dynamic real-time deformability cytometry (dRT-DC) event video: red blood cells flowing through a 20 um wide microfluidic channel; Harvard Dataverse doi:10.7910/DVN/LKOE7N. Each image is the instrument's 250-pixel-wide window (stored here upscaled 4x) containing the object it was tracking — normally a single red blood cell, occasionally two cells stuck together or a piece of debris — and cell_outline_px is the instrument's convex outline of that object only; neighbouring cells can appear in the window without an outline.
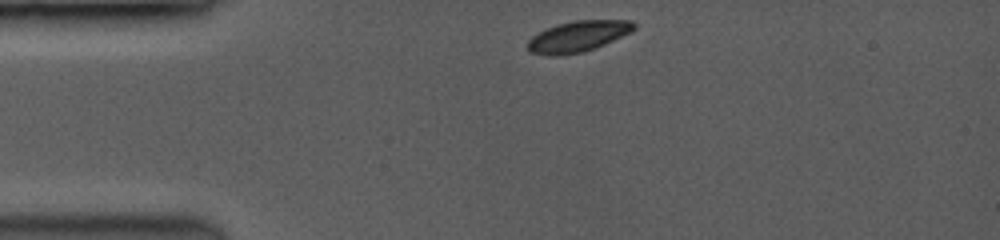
{"species": "common noctule bat (a hibernating species)", "species_latin": "Nyctalus noctula", "temperature_condition": "room temperature", "stored_images_in_passage": 25, "camera_frame_rate_fps": 3500, "um_per_image_px": 0.085, "animal": {"sex": "female", "body_mass_g": 19.0, "forearm_length_mm": 53.3}, "frame": {"image": 1, "passage_image": 1, "time_ms": 0.0, "image_size_px": [1000, 240], "cell_outline_px": [[636, 28], [604, 44], [580, 52], [532, 52], [528, 48], [528, 40], [532, 36], [548, 28], [560, 24], [576, 20], [632, 20], [636, 24]], "centroid_in_image_um": [49.21, 3.02], "position_along_channel_um": 35.8, "area_um2": 17.8}}
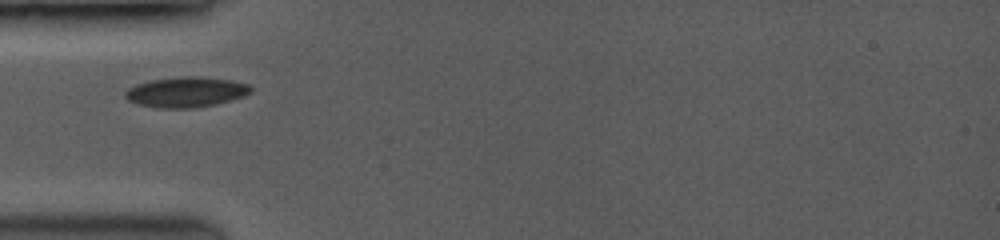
{"frame": {"image": 2, "passage_image": 4, "time_ms": 1.714, "image_size_px": [1000, 240], "cell_outline_px": [[252, 92], [244, 96], [216, 104], [188, 108], [160, 108], [140, 104], [128, 100], [124, 96], [124, 92], [128, 88], [136, 84], [148, 80], [184, 76], [196, 76], [228, 80], [248, 84], [252, 88]], "centroid_in_image_um": [15.79, 7.82], "position_along_channel_um": 69.2, "area_um2": 22.02}}
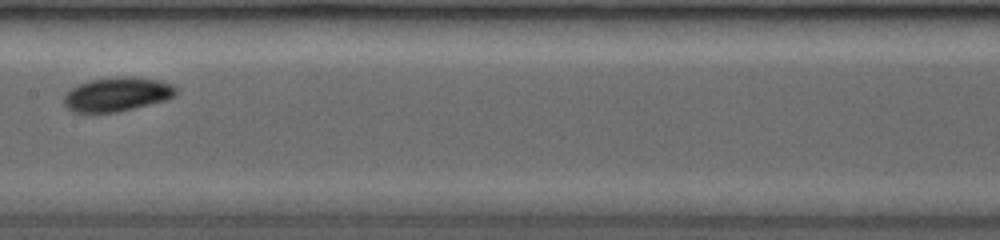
{"frame": {"image": 3, "passage_image": 9, "time_ms": 4.857, "image_size_px": [1000, 240], "cell_outline_px": [[176, 92], [172, 96], [164, 100], [116, 112], [76, 112], [68, 108], [64, 104], [64, 100], [68, 92], [72, 88], [88, 80], [112, 76], [136, 76], [160, 80], [176, 88]], "centroid_in_image_um": [9.93, 7.98], "position_along_channel_um": 197.5, "area_um2": 21.91}}